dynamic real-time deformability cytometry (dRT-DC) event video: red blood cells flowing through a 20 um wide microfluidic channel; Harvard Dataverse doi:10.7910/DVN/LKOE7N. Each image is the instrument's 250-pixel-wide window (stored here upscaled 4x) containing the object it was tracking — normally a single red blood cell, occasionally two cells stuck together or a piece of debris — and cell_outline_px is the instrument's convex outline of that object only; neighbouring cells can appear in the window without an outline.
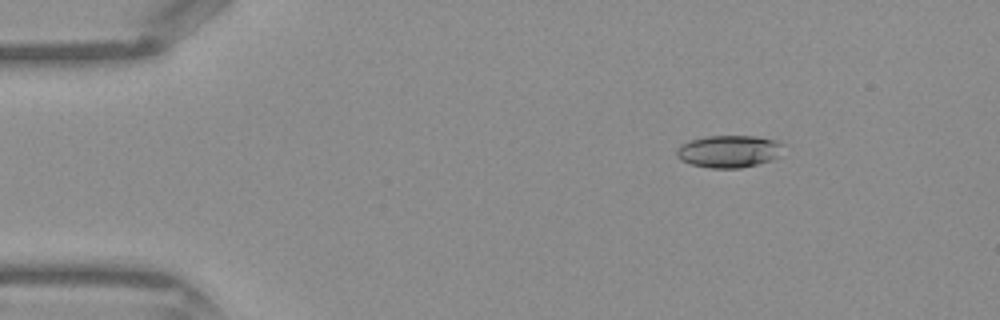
{"species": "Egyptian fruit bat (a non-hibernating species)", "species_latin": "Rousettus aegyptiacus", "temperature_condition": "warm", "stored_images_in_passage": 43, "camera_frame_rate_fps": 3000, "um_per_image_px": 0.085, "frame": {"image": 1, "passage_image": 6, "time_ms": 1.667, "image_size_px": [1000, 320], "cell_outline_px": [[784, 144], [776, 156], [768, 160], [756, 164], [740, 168], [708, 168], [692, 164], [680, 160], [676, 156], [676, 148], [680, 144], [692, 140], [708, 136], [756, 136], [776, 140]], "centroid_in_image_um": [61.9, 12.86], "position_along_channel_um": 23.1, "area_um2": 19.88}}
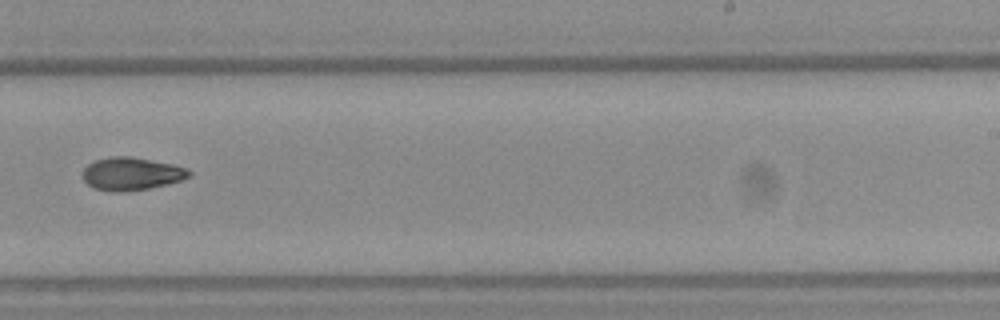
{"frame": {"image": 2, "passage_image": 27, "time_ms": 8.667, "image_size_px": [1000, 320], "cell_outline_px": [[192, 176], [168, 184], [128, 192], [112, 192], [96, 188], [88, 184], [84, 180], [84, 168], [88, 164], [96, 160], [112, 156], [132, 156], [176, 164], [192, 172]], "centroid_in_image_um": [11.21, 14.76], "position_along_channel_um": 277.8, "area_um2": 20.46}}
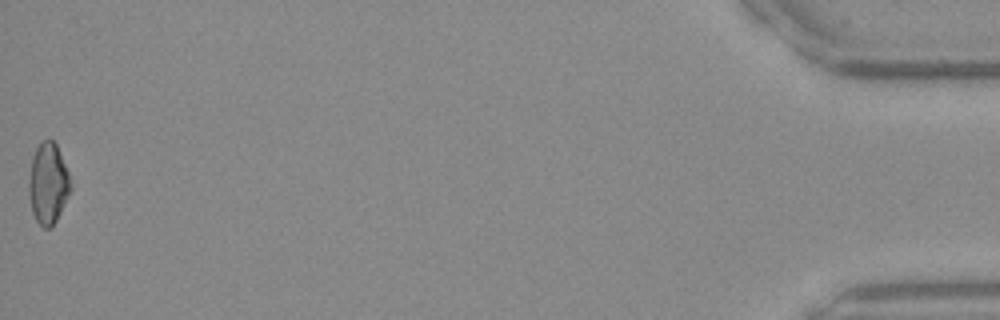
{"frame": {"image": 3, "passage_image": 43, "time_ms": 14.0, "image_size_px": [1000, 320], "cell_outline_px": [[72, 188], [56, 220], [48, 228], [44, 228], [36, 220], [32, 212], [28, 196], [28, 180], [32, 156], [40, 140], [52, 140], [56, 144], [68, 172]], "centroid_in_image_um": [4.06, 15.58], "position_along_channel_um": 431.1, "area_um2": 19.65}}